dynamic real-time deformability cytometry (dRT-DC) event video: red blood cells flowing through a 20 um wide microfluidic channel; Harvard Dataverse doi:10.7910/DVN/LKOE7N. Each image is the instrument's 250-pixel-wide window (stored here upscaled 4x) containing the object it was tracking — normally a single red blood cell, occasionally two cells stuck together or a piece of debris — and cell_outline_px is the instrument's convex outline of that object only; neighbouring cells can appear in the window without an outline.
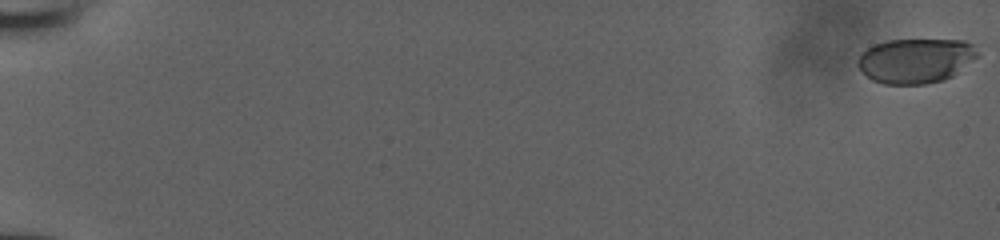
{"species": "human", "species_latin": "Homo sapiens", "temperature_condition": "room temperature", "stored_images_in_passage": 54, "camera_frame_rate_fps": 3000, "um_per_image_px": 0.085, "donor": {"sex": "male"}, "frame": {"image": 1, "passage_image": 1, "time_ms": 0.0, "image_size_px": [1000, 240], "cell_outline_px": [[980, 56], [952, 76], [944, 80], [924, 84], [884, 84], [872, 80], [856, 64], [856, 60], [860, 52], [876, 44], [888, 40], [964, 40], [972, 44]], "centroid_in_image_um": [77.83, 5.15], "position_along_channel_um": 7.2, "area_um2": 31.33}}
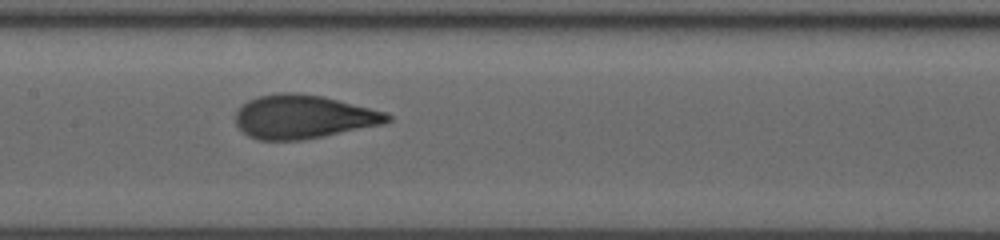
{"frame": {"image": 2, "passage_image": 30, "time_ms": 9.667, "image_size_px": [1000, 240], "cell_outline_px": [[392, 120], [384, 124], [324, 136], [300, 140], [260, 140], [248, 136], [236, 124], [236, 112], [248, 100], [260, 96], [280, 92], [296, 92], [324, 96], [388, 112], [392, 116]], "centroid_in_image_um": [25.83, 9.92], "position_along_channel_um": 181.6, "area_um2": 38.73}}
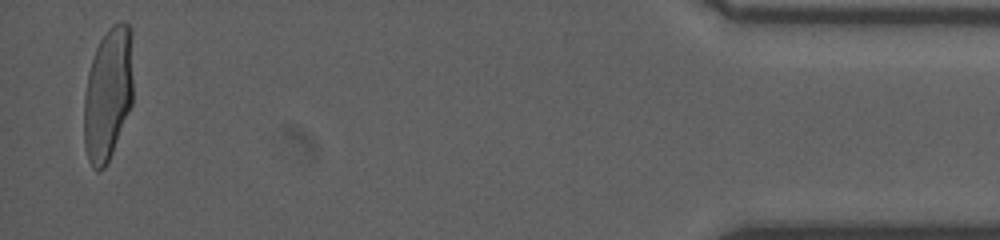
{"frame": {"image": 3, "passage_image": 53, "time_ms": 17.333, "image_size_px": [1000, 240], "cell_outline_px": [[132, 104], [112, 152], [104, 168], [100, 172], [96, 172], [92, 168], [88, 160], [84, 144], [84, 96], [88, 72], [96, 48], [100, 40], [108, 28], [112, 24], [120, 20], [128, 24], [132, 28]], "centroid_in_image_um": [9.18, 7.96], "position_along_channel_um": 426.0, "area_um2": 38.49}}